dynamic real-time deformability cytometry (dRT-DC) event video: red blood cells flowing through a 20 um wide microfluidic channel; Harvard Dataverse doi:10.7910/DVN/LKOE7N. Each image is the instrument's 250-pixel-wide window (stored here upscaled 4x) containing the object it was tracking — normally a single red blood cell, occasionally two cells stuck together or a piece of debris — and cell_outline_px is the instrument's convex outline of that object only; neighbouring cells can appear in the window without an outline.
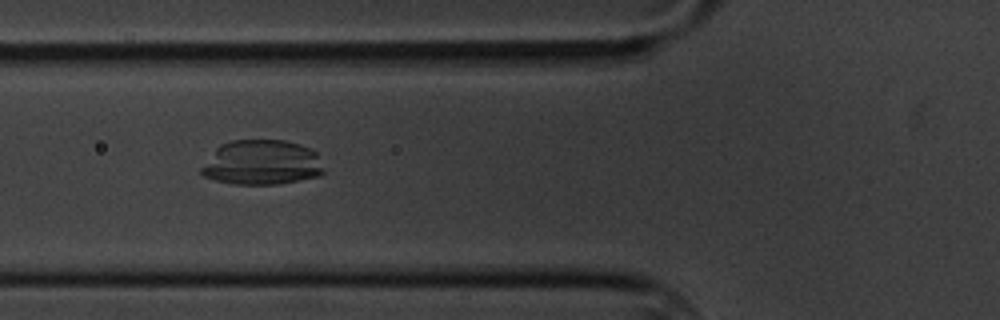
{"species": "common noctule bat (a hibernating species)", "species_latin": "Nyctalus noctula", "temperature_condition": "cold", "stored_images_in_passage": 8, "camera_frame_rate_fps": 3000, "um_per_image_px": 0.085, "animal": {"sex": "male", "body_mass_g": 20.1, "forearm_length_mm": 53.5}, "frame": {"image": 1, "passage_image": 5, "time_ms": 5.333, "image_size_px": [1000, 320], "cell_outline_px": [[324, 172], [320, 176], [276, 184], [232, 184], [216, 180], [204, 176], [200, 172], [200, 168], [216, 148], [220, 144], [232, 140], [284, 140], [300, 144], [312, 148], [316, 152], [324, 168]], "centroid_in_image_um": [22.26, 13.81], "position_along_channel_um": 103.5, "area_um2": 32.19}}
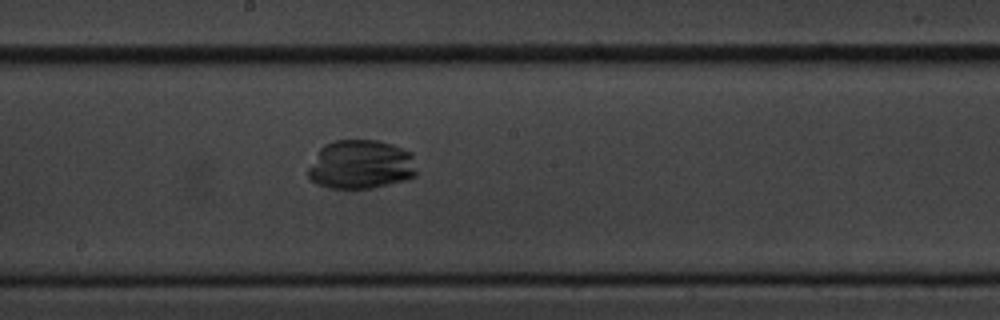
{"frame": {"image": 2, "passage_image": 8, "time_ms": 8.667, "image_size_px": [1000, 320], "cell_outline_px": [[416, 176], [404, 180], [372, 188], [332, 188], [316, 184], [308, 176], [308, 168], [320, 148], [324, 144], [332, 140], [380, 140], [392, 144], [412, 152], [416, 172]], "centroid_in_image_um": [30.67, 13.97], "position_along_channel_um": 217.5, "area_um2": 31.15}}